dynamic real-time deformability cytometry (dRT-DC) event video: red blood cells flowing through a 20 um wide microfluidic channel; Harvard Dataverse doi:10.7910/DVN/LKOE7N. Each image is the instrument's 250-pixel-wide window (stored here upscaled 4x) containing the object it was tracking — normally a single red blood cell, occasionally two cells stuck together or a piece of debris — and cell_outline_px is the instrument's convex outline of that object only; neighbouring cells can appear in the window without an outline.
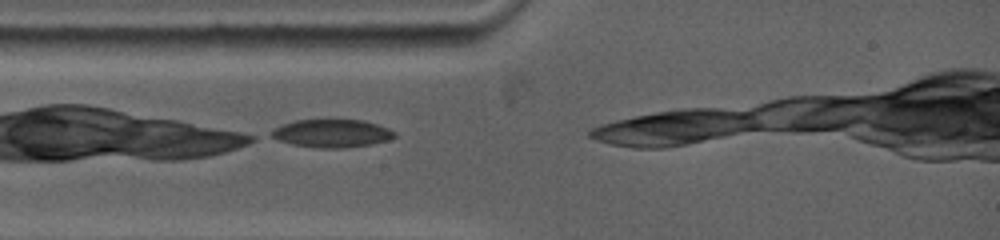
{"species": "common noctule bat (a hibernating species)", "species_latin": "Nyctalus noctula", "temperature_condition": "warm", "stored_images_in_passage": 9, "camera_frame_rate_fps": 5000, "um_per_image_px": 0.085, "animal": {"sex": "female", "body_mass_g": 19.0, "forearm_length_mm": 53.3}, "frame": {"image": 1, "passage_image": 1, "time_ms": 0.0, "image_size_px": [1000, 240], "cell_outline_px": [[396, 136], [388, 140], [372, 144], [344, 148], [316, 148], [292, 144], [280, 140], [272, 136], [272, 132], [276, 128], [284, 124], [296, 120], [364, 120], [388, 128], [396, 132]], "centroid_in_image_um": [28.27, 11.34], "position_along_channel_um": 56.7, "area_um2": 19.88}}